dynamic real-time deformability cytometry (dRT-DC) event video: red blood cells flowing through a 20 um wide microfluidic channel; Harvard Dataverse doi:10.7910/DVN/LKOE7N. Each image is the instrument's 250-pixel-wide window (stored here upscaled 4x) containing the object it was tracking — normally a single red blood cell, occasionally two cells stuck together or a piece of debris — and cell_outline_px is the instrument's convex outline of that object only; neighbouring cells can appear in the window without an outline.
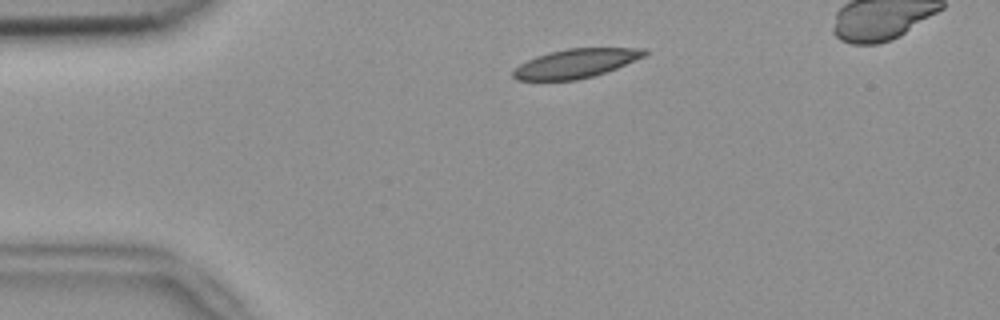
{"species": "common noctule bat (a hibernating species)", "species_latin": "Nyctalus noctula", "temperature_condition": "room temperature", "stored_images_in_passage": 45, "camera_frame_rate_fps": 3000, "um_per_image_px": 0.085, "animal": {"sex": "female", "body_mass_g": 18.4}, "frame": {"image": 1, "passage_image": 6, "time_ms": 1.667, "image_size_px": [1000, 320], "cell_outline_px": [[648, 52], [644, 56], [616, 68], [592, 76], [576, 80], [516, 80], [512, 76], [512, 72], [520, 64], [536, 56], [548, 52], [568, 48], [648, 48]], "centroid_in_image_um": [48.93, 5.38], "position_along_channel_um": 36.1, "area_um2": 22.02}}
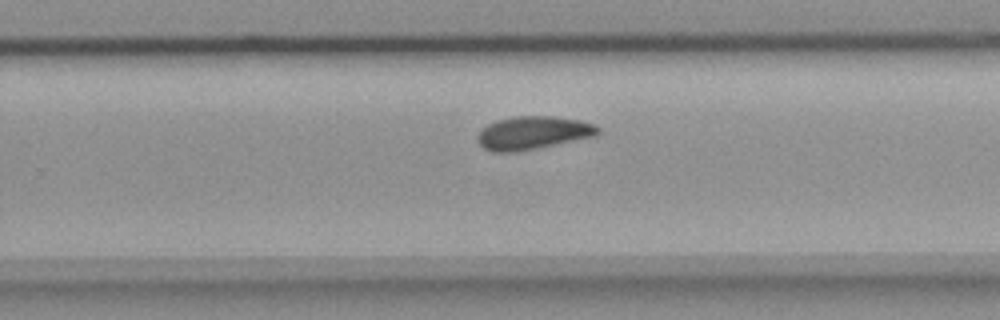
{"frame": {"image": 2, "passage_image": 29, "time_ms": 9.333, "image_size_px": [1000, 320], "cell_outline_px": [[600, 132], [596, 136], [516, 152], [492, 152], [484, 148], [480, 144], [476, 136], [488, 124], [496, 120], [516, 116], [552, 116], [580, 120], [596, 124], [600, 128]], "centroid_in_image_um": [45.33, 11.29], "position_along_channel_um": 284.5, "area_um2": 23.24}}
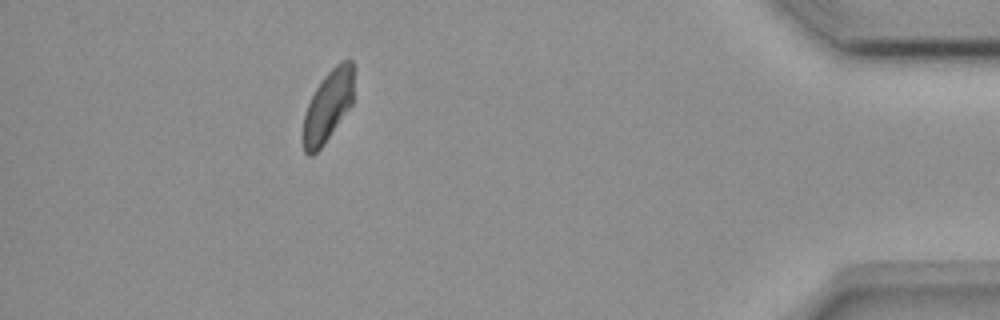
{"frame": {"image": 3, "passage_image": 43, "time_ms": 14.0, "image_size_px": [1000, 320], "cell_outline_px": [[352, 104], [320, 148], [312, 156], [308, 156], [304, 152], [304, 116], [308, 104], [316, 88], [324, 76], [336, 64], [344, 60], [352, 60]], "centroid_in_image_um": [27.86, 9.01], "position_along_channel_um": 407.3, "area_um2": 20.29}, "authors_computed_cell_mechanics": {"area_um2": 22.7154, "velocity_mm_per_s": 3.7333, "shape_relaxation_time_tau1_ms": 5.9054, "shape_relaxation_time_tau2_ms": null, "deformation_change_tau1": 0.1266, "deformation_change_tau2": null}}